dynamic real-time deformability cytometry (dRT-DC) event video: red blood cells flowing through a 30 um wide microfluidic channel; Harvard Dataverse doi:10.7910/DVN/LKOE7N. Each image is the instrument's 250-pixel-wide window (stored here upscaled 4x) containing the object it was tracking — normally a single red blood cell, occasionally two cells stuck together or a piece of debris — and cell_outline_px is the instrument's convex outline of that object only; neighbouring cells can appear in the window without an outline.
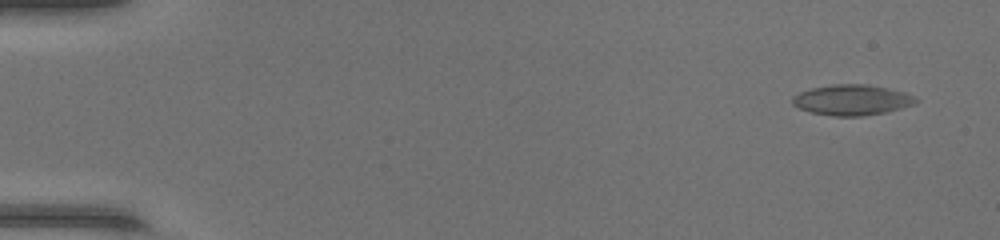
{"species": "common noctule bat (a hibernating species)", "species_latin": "Nyctalus noctula", "temperature_condition": "warm", "stored_images_in_passage": 48, "camera_frame_rate_fps": 3000, "um_per_image_px": 0.085, "animal": {"sex": "female", "body_mass_g": 17.0, "forearm_length_mm": 48.0}, "frame": {"image": 1, "passage_image": 3, "time_ms": 0.667, "image_size_px": [1000, 240], "cell_outline_px": [[920, 100], [916, 104], [884, 112], [860, 116], [832, 116], [812, 112], [800, 108], [792, 104], [792, 96], [800, 92], [812, 88], [832, 84], [864, 84], [888, 88], [904, 92], [916, 96]], "centroid_in_image_um": [72.44, 8.49], "position_along_channel_um": 12.6, "area_um2": 21.91}}
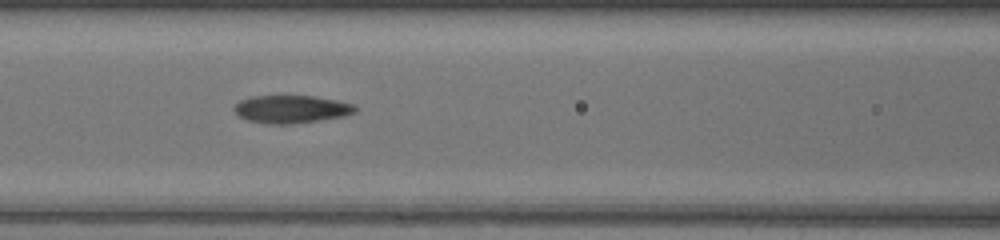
{"frame": {"image": 2, "passage_image": 22, "time_ms": 7.0, "image_size_px": [1000, 240], "cell_outline_px": [[356, 112], [344, 116], [320, 120], [292, 124], [264, 124], [248, 120], [240, 116], [236, 112], [236, 104], [240, 100], [252, 96], [316, 96], [336, 100], [352, 104], [356, 108]], "centroid_in_image_um": [24.77, 9.28], "position_along_channel_um": 141.8, "area_um2": 19.48}}
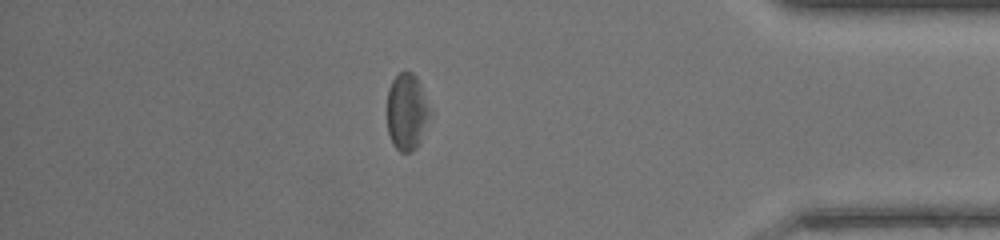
{"frame": {"image": 3, "passage_image": 42, "time_ms": 13.667, "image_size_px": [1000, 240], "cell_outline_px": [[428, 116], [420, 140], [416, 148], [412, 152], [400, 152], [392, 144], [388, 132], [388, 88], [392, 80], [400, 72], [412, 72], [416, 76], [420, 84], [428, 108]], "centroid_in_image_um": [34.53, 9.51], "position_along_channel_um": 400.7, "area_um2": 18.55}, "authors_computed_cell_mechanics": {"area_um2": 20.5768, "velocity_mm_per_s": 4.381, "shape_relaxation_time_tau1_ms": 6.4858, "shape_relaxation_time_tau2_ms": 2.0174, "deformation_change_tau1": 0.1774, "deformation_change_tau2": 0.0972}}